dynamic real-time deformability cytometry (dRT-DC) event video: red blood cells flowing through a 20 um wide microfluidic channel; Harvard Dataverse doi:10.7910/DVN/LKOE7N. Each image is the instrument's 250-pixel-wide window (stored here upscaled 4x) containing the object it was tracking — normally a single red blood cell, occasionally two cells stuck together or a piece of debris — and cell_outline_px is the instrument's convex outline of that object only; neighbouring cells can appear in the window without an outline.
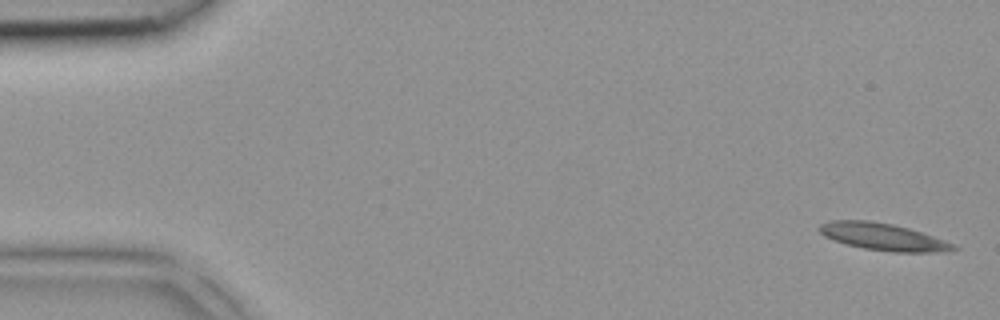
{"species": "common noctule bat (a hibernating species)", "species_latin": "Nyctalus noctula", "temperature_condition": "room temperature", "stored_images_in_passage": 43, "camera_frame_rate_fps": 3000, "um_per_image_px": 0.085, "animal": {"sex": "female", "body_mass_g": 18.4}, "frame": {"image": 1, "passage_image": 1, "time_ms": 0.0, "image_size_px": [1000, 320], "cell_outline_px": [[960, 248], [948, 252], [892, 252], [864, 248], [848, 244], [824, 236], [820, 232], [820, 224], [828, 220], [868, 220], [892, 224], [908, 228], [956, 244]], "centroid_in_image_um": [75.11, 20.13], "position_along_channel_um": 9.9, "area_um2": 21.04}}
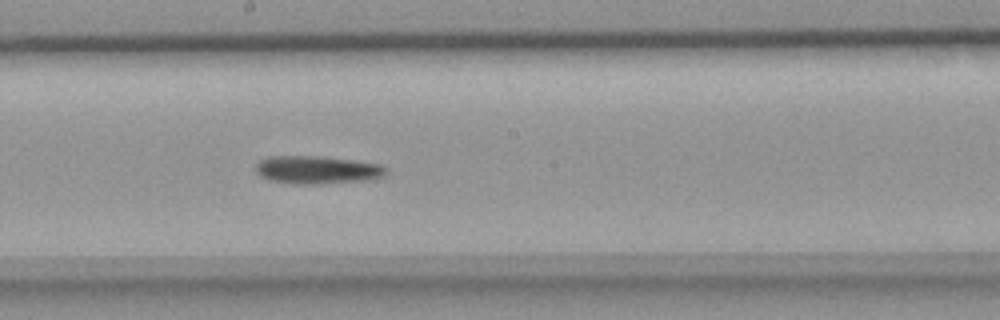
{"frame": {"image": 2, "passage_image": 23, "time_ms": 7.333, "image_size_px": [1000, 320], "cell_outline_px": [[388, 172], [384, 176], [372, 180], [316, 184], [296, 184], [272, 180], [260, 176], [256, 172], [256, 164], [260, 160], [268, 156], [320, 156], [352, 160], [380, 164], [388, 168]], "centroid_in_image_um": [27.0, 14.44], "position_along_channel_um": 221.2, "area_um2": 21.39}}
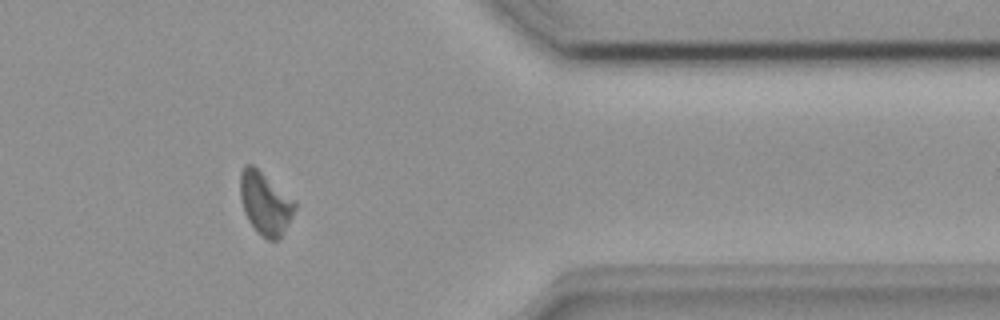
{"frame": {"image": 3, "passage_image": 35, "time_ms": 11.333, "image_size_px": [1000, 320], "cell_outline_px": [[296, 208], [292, 216], [280, 236], [276, 240], [268, 240], [248, 220], [244, 212], [240, 196], [240, 172], [244, 164], [252, 164], [296, 200]], "centroid_in_image_um": [22.53, 17.22], "position_along_channel_um": 388.9, "area_um2": 19.65}}